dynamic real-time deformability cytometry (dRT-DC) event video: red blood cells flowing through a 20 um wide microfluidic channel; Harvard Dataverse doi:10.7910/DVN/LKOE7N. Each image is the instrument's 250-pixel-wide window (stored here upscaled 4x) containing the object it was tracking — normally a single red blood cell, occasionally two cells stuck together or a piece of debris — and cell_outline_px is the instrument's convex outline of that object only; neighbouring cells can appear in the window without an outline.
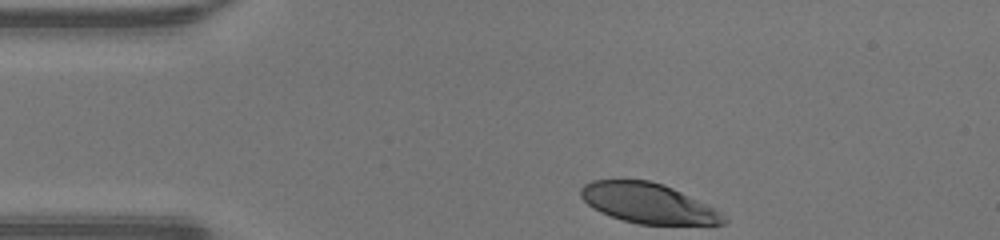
{"species": "human", "species_latin": "Homo sapiens", "temperature_condition": "warm", "stored_images_in_passage": 31, "camera_frame_rate_fps": 3000, "um_per_image_px": 0.085, "donor": {"sex": "male"}, "frame": {"image": 1, "passage_image": 1, "time_ms": 0.0, "image_size_px": [1000, 240], "cell_outline_px": [[728, 220], [724, 224], [640, 224], [624, 220], [600, 212], [592, 208], [580, 196], [580, 188], [584, 184], [592, 180], [648, 180], [664, 184], [720, 212]], "centroid_in_image_um": [55.03, 17.27], "position_along_channel_um": 30.0, "area_um2": 32.77}}
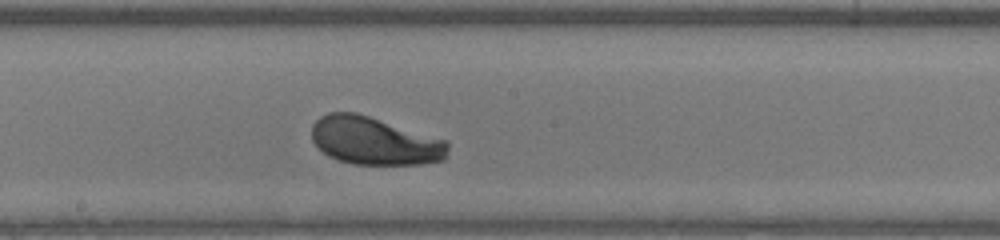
{"frame": {"image": 2, "passage_image": 18, "time_ms": 5.667, "image_size_px": [1000, 240], "cell_outline_px": [[448, 156], [444, 160], [420, 164], [352, 164], [336, 160], [328, 156], [312, 140], [312, 124], [320, 116], [328, 112], [356, 112], [448, 140]], "centroid_in_image_um": [31.85, 11.97], "position_along_channel_um": 216.4, "area_um2": 38.26}}
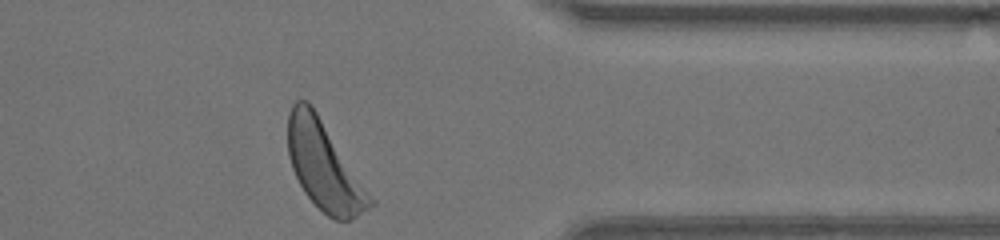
{"frame": {"image": 3, "passage_image": 31, "time_ms": 10.0, "image_size_px": [1000, 240], "cell_outline_px": [[376, 204], [356, 216], [348, 220], [336, 220], [328, 216], [304, 192], [292, 168], [288, 156], [288, 112], [292, 104], [296, 100], [308, 100], [376, 200]], "centroid_in_image_um": [27.56, 14.11], "position_along_channel_um": 383.8, "area_um2": 41.85}, "authors_computed_cell_mechanics": {"area_um2": 38.2636, "velocity_mm_per_s": 4.2472, "shape_relaxation_time_tau1_ms": 1.691, "shape_relaxation_time_tau2_ms": null, "deformation_change_tau1": 0.1464, "deformation_change_tau2": null}}